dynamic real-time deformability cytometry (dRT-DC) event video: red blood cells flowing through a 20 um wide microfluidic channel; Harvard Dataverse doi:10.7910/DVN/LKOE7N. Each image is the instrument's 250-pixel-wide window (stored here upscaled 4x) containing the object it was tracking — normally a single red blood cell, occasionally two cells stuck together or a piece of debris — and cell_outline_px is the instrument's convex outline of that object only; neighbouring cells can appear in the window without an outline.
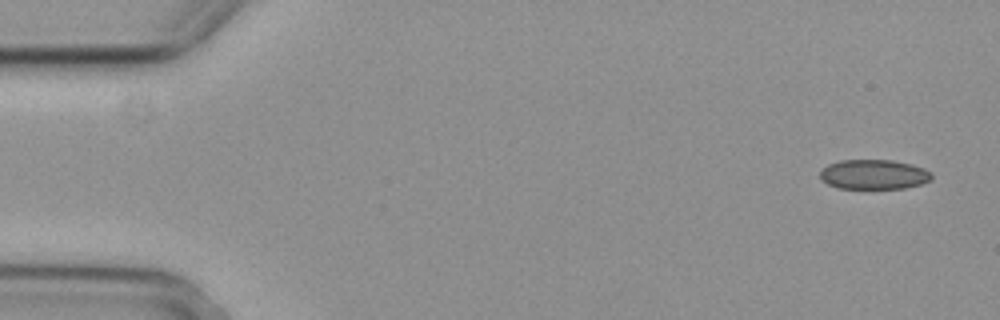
{"species": "common noctule bat (a hibernating species)", "species_latin": "Nyctalus noctula", "temperature_condition": "cold", "stored_images_in_passage": 4, "camera_frame_rate_fps": 3000, "um_per_image_px": 0.085, "animal": {"sex": "female", "body_mass_g": 29.2, "forearm_length_mm": 56.3}, "frame": {"image": 1, "passage_image": 1, "time_ms": 0.0, "image_size_px": [1000, 320], "cell_outline_px": [[932, 180], [920, 184], [904, 188], [840, 188], [828, 184], [820, 180], [820, 172], [828, 164], [840, 160], [892, 160], [912, 164], [924, 168], [932, 172]], "centroid_in_image_um": [74.29, 14.82], "position_along_channel_um": 10.7, "area_um2": 19.36}}
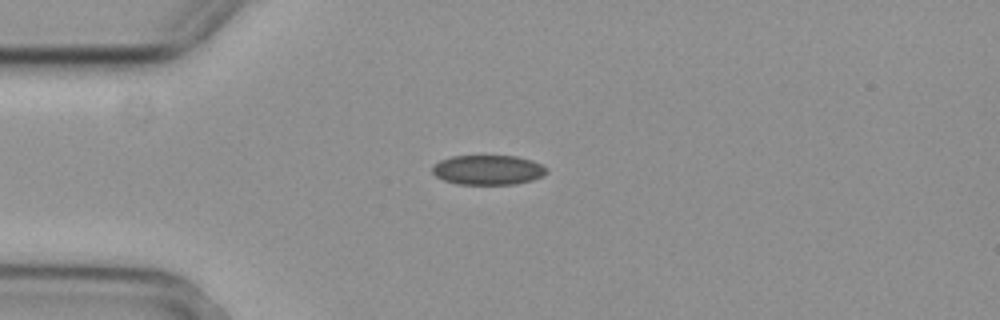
{"frame": {"image": 2, "passage_image": 4, "time_ms": 1.0, "image_size_px": [1000, 320], "cell_outline_px": [[548, 172], [532, 180], [516, 184], [456, 184], [444, 180], [436, 176], [432, 172], [432, 164], [440, 160], [452, 156], [516, 156], [532, 160], [548, 168]], "centroid_in_image_um": [41.46, 14.44], "position_along_channel_um": 43.5, "area_um2": 19.83}}